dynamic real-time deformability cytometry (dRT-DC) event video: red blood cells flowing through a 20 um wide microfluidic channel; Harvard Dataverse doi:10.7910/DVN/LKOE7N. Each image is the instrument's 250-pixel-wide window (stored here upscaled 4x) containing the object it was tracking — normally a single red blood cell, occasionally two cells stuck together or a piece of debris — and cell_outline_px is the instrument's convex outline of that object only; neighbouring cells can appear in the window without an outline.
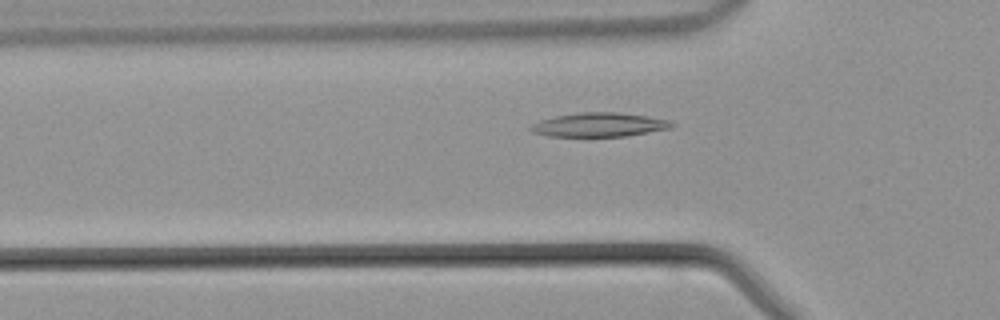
{"species": "common noctule bat (a hibernating species)", "species_latin": "Nyctalus noctula", "temperature_condition": "warm", "stored_images_in_passage": 42, "camera_frame_rate_fps": 3000, "um_per_image_px": 0.085, "animal": {"sex": "male", "body_mass_g": 21.5, "forearm_length_mm": 52.0}, "frame": {"image": 1, "passage_image": 12, "time_ms": 3.667, "image_size_px": [1000, 320], "cell_outline_px": [[676, 124], [672, 128], [624, 136], [548, 136], [532, 132], [528, 128], [532, 124], [540, 120], [556, 116], [580, 112], [620, 112], [648, 116], [672, 120]], "centroid_in_image_um": [50.97, 10.59], "position_along_channel_um": 74.8, "area_um2": 19.83}}
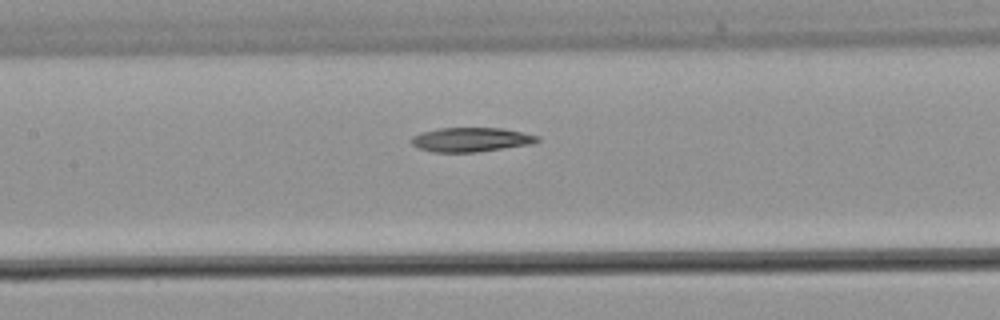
{"frame": {"image": 2, "passage_image": 18, "time_ms": 5.667, "image_size_px": [1000, 320], "cell_outline_px": [[540, 140], [532, 144], [476, 152], [432, 152], [420, 148], [412, 144], [408, 140], [412, 136], [420, 132], [440, 128], [504, 128], [540, 136]], "centroid_in_image_um": [40.02, 11.86], "position_along_channel_um": 167.4, "area_um2": 17.92}}
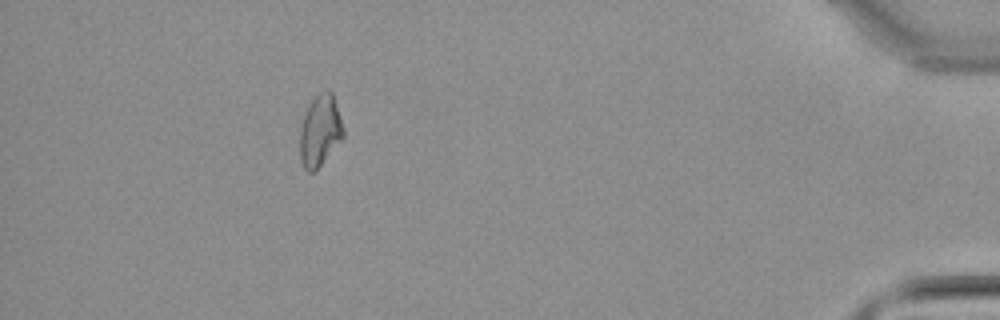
{"frame": {"image": 3, "passage_image": 38, "time_ms": 12.333, "image_size_px": [1000, 320], "cell_outline_px": [[344, 136], [316, 172], [308, 172], [304, 168], [300, 160], [300, 128], [304, 112], [308, 104], [324, 88], [328, 88], [332, 92], [344, 128]], "centroid_in_image_um": [27.19, 11.11], "position_along_channel_um": 408.0, "area_um2": 18.38}}